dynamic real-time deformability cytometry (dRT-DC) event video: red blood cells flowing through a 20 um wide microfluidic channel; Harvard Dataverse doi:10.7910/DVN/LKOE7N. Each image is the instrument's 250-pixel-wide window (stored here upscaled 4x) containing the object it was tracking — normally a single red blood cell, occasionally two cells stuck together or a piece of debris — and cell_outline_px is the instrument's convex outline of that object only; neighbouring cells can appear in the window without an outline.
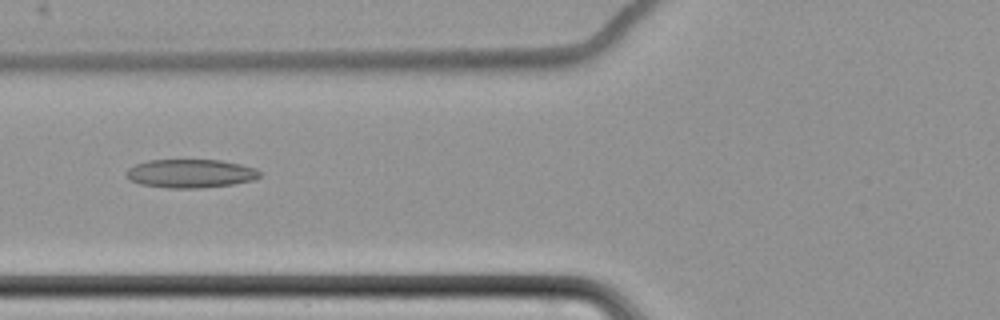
{"species": "common noctule bat (a hibernating species)", "species_latin": "Nyctalus noctula", "temperature_condition": "cold", "stored_images_in_passage": 62, "camera_frame_rate_fps": 3000, "um_per_image_px": 0.085, "animal": {"sex": "female", "body_mass_g": 22.7, "forearm_length_mm": 54.2}, "frame": {"image": 1, "passage_image": 27, "time_ms": 8.667, "image_size_px": [1000, 320], "cell_outline_px": [[260, 176], [252, 180], [232, 184], [200, 188], [168, 188], [140, 184], [128, 180], [124, 172], [128, 168], [136, 164], [148, 160], [220, 160], [240, 164], [256, 168], [260, 172]], "centroid_in_image_um": [16.15, 14.75], "position_along_channel_um": 109.7, "area_um2": 22.25}}
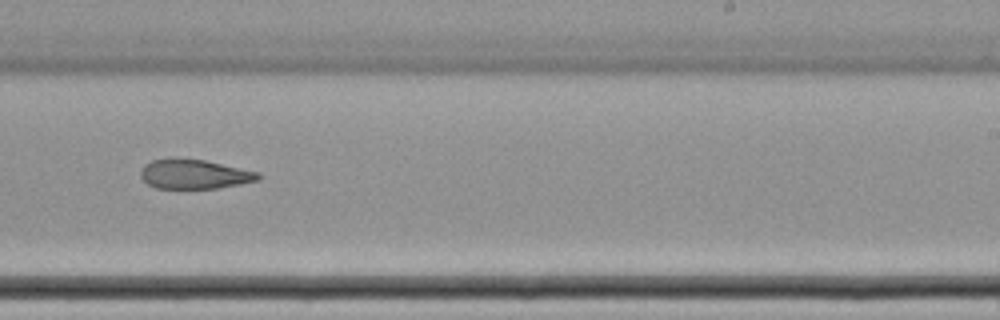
{"frame": {"image": 2, "passage_image": 41, "time_ms": 13.333, "image_size_px": [1000, 320], "cell_outline_px": [[260, 180], [220, 188], [156, 188], [148, 184], [140, 176], [140, 168], [144, 164], [152, 160], [172, 156], [204, 160], [260, 172]], "centroid_in_image_um": [16.49, 14.78], "position_along_channel_um": 272.5, "area_um2": 20.58}}
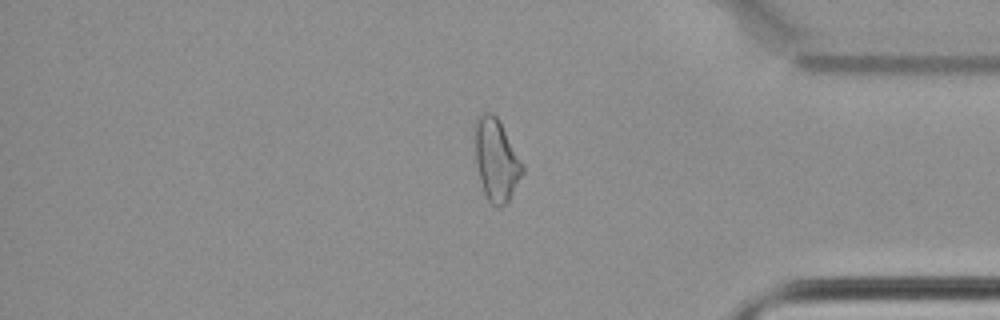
{"frame": {"image": 3, "passage_image": 53, "time_ms": 17.333, "image_size_px": [1000, 320], "cell_outline_px": [[524, 172], [508, 204], [500, 208], [496, 208], [488, 200], [484, 192], [480, 180], [476, 164], [472, 124], [476, 116], [484, 112], [492, 112], [500, 120], [524, 164]], "centroid_in_image_um": [42.17, 13.56], "position_along_channel_um": 393.0, "area_um2": 23.76}, "authors_computed_cell_mechanics": {"area_um2": 23.9292, "velocity_mm_per_s": 3.4888, "shape_relaxation_time_tau1_ms": null, "shape_relaxation_time_tau2_ms": 8.2684, "deformation_change_tau1": null, "deformation_change_tau2": 0.1748}}